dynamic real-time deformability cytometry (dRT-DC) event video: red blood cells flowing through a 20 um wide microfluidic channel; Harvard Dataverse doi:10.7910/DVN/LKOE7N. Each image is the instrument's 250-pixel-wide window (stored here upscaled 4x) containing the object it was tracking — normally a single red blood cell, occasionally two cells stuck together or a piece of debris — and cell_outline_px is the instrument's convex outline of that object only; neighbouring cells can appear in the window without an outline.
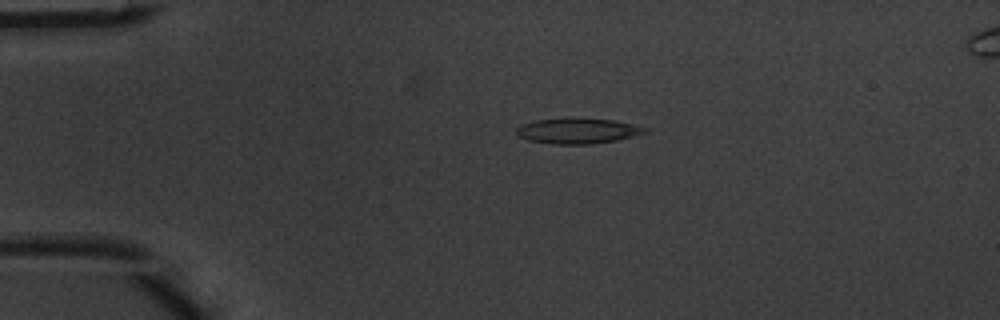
{"species": "common noctule bat (a hibernating species)", "species_latin": "Nyctalus noctula", "temperature_condition": "warm", "stored_images_in_passage": 5, "segment_of_instrument_passage": [1, 2], "camera_frame_rate_fps": 3000, "um_per_image_px": 0.085, "animal": {"sex": "male", "body_mass_g": 20.1, "forearm_length_mm": 53.5}, "frame": {"image": 1, "passage_image": 3, "time_ms": 0.667, "image_size_px": [1000, 320], "cell_outline_px": [[648, 132], [616, 140], [588, 144], [552, 144], [528, 140], [520, 136], [516, 132], [516, 128], [520, 124], [536, 120], [568, 116], [572, 116], [616, 120], [648, 128]], "centroid_in_image_um": [49.08, 11.09], "position_along_channel_um": 35.9, "area_um2": 19.54}}